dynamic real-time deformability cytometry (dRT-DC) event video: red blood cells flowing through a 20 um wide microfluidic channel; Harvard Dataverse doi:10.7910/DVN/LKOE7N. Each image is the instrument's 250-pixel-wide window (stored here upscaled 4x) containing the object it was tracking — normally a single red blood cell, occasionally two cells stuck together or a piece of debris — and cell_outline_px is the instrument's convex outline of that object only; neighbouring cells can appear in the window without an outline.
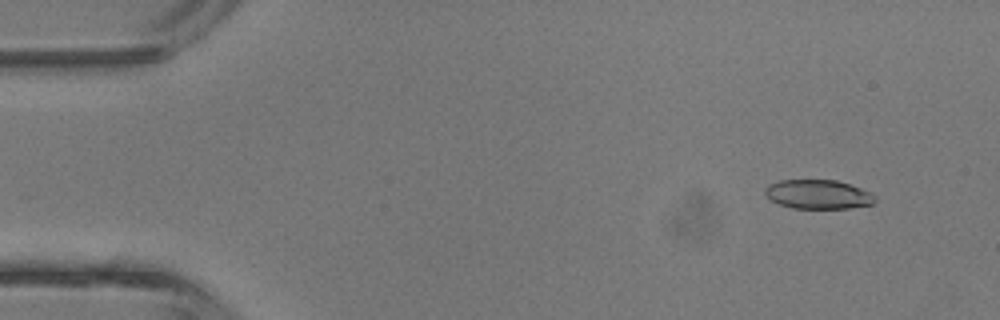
{"species": "common noctule bat (a hibernating species)", "species_latin": "Nyctalus noctula", "temperature_condition": "room temperature", "stored_images_in_passage": 44, "camera_frame_rate_fps": 3000, "um_per_image_px": 0.085, "animal": {"sex": "male", "body_mass_g": 13.3}, "frame": {"image": 1, "passage_image": 4, "time_ms": 1.0, "image_size_px": [1000, 320], "cell_outline_px": [[876, 200], [872, 204], [848, 208], [792, 208], [768, 200], [764, 192], [764, 188], [768, 184], [780, 180], [836, 180], [860, 188], [876, 196]], "centroid_in_image_um": [69.48, 16.52], "position_along_channel_um": 15.5, "area_um2": 18.67}}
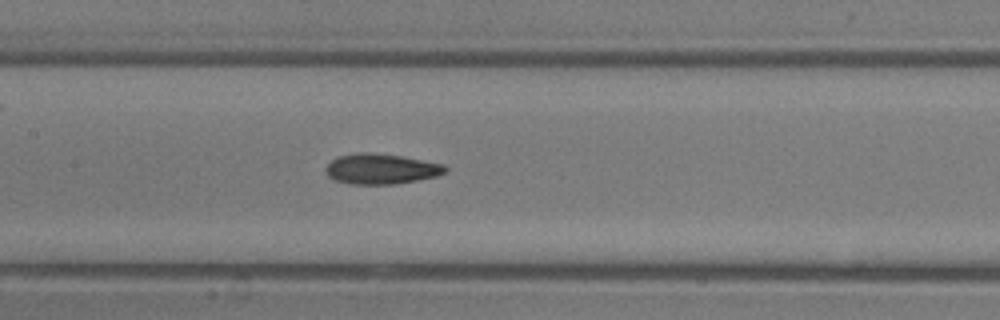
{"frame": {"image": 2, "passage_image": 21, "time_ms": 6.667, "image_size_px": [1000, 320], "cell_outline_px": [[448, 168], [444, 172], [436, 176], [396, 184], [352, 184], [336, 180], [328, 176], [328, 164], [336, 156], [360, 152], [372, 152], [400, 156], [444, 164]], "centroid_in_image_um": [32.4, 14.35], "position_along_channel_um": 175.0, "area_um2": 20.87}}
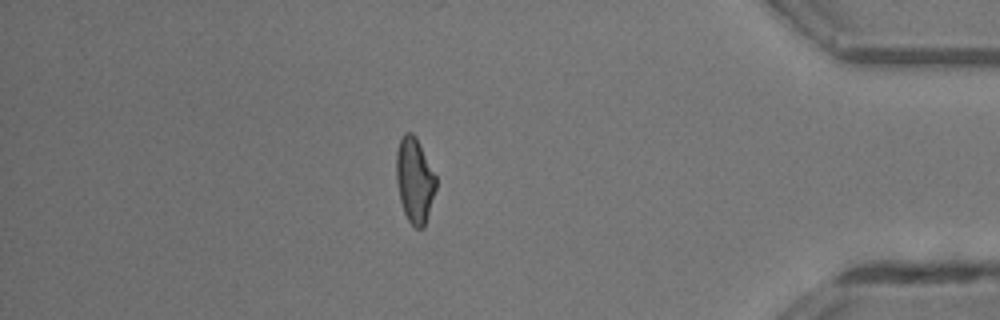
{"frame": {"image": 3, "passage_image": 38, "time_ms": 12.333, "image_size_px": [1000, 320], "cell_outline_px": [[436, 188], [424, 228], [416, 228], [408, 220], [404, 212], [400, 200], [396, 180], [396, 152], [400, 140], [404, 132], [412, 132], [416, 136], [436, 176]], "centroid_in_image_um": [35.23, 15.3], "position_along_channel_um": 400.0, "area_um2": 19.65}, "authors_computed_cell_mechanics": {"area_um2": 20.0566, "velocity_mm_per_s": 4.6965, "shape_relaxation_time_tau1_ms": 6.3164, "shape_relaxation_time_tau2_ms": 2.3599, "deformation_change_tau1": 0.1876, "deformation_change_tau2": 0.106}}